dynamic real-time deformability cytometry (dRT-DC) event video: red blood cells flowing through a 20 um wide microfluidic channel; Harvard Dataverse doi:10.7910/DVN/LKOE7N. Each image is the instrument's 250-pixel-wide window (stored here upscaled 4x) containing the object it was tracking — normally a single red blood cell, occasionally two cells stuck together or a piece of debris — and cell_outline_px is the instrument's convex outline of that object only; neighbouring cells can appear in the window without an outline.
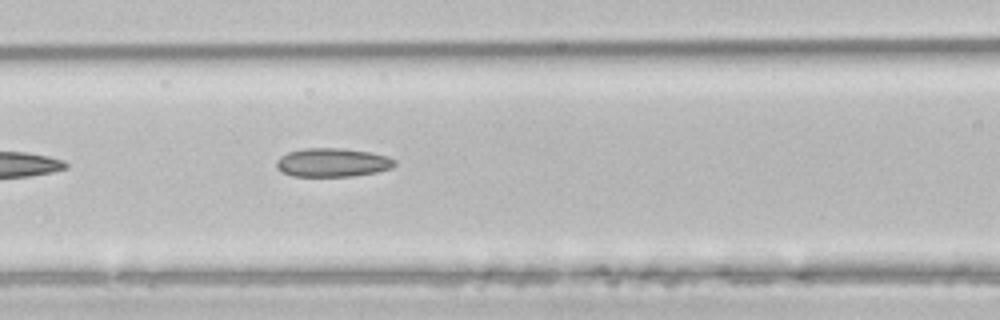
{"species": "common noctule bat (a hibernating species)", "species_latin": "Nyctalus noctula", "temperature_condition": "room temperature", "stored_images_in_passage": 4, "camera_frame_rate_fps": 3000, "um_per_image_px": 0.085, "animal": {"sex": "male", "body_mass_g": 21.5, "forearm_length_mm": 52.0}, "frame": {"image": 1, "passage_image": 4, "time_ms": 1.0, "image_size_px": [1000, 320], "cell_outline_px": [[396, 164], [392, 168], [376, 172], [352, 176], [292, 176], [276, 168], [276, 160], [280, 156], [288, 152], [304, 148], [340, 148], [368, 152], [384, 156], [396, 160]], "centroid_in_image_um": [28.23, 13.81], "position_along_channel_um": 138.4, "area_um2": 19.65}}